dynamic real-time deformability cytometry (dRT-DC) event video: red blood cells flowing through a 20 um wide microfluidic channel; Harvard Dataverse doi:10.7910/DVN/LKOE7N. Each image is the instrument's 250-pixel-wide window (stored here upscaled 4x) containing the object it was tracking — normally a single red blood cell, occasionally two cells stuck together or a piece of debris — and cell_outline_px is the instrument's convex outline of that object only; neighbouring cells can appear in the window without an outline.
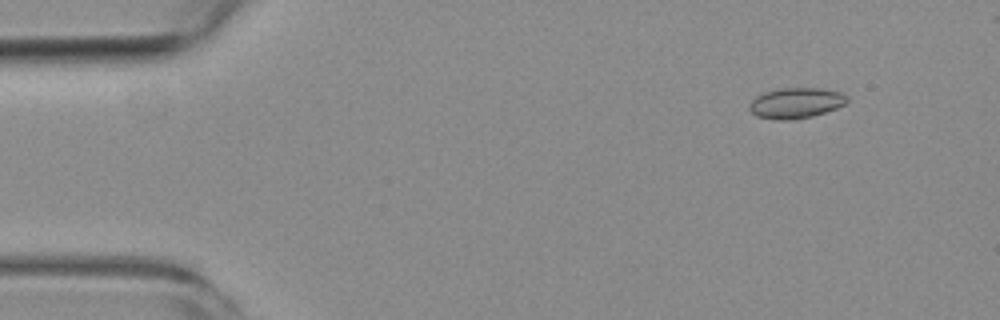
{"species": "common noctule bat (a hibernating species)", "species_latin": "Nyctalus noctula", "temperature_condition": "room temperature", "stored_images_in_passage": 4, "camera_frame_rate_fps": 3000, "um_per_image_px": 0.085, "animal": {"sex": "female", "body_mass_g": 19.3, "forearm_length_mm": 54.1}, "frame": {"image": 1, "passage_image": 2, "time_ms": 1.0, "image_size_px": [1000, 320], "cell_outline_px": [[848, 100], [844, 104], [836, 108], [812, 116], [788, 120], [776, 120], [756, 116], [748, 108], [748, 104], [756, 96], [764, 92], [780, 88], [820, 88], [840, 92], [848, 96]], "centroid_in_image_um": [67.62, 8.75], "position_along_channel_um": 17.4, "area_um2": 17.4}}
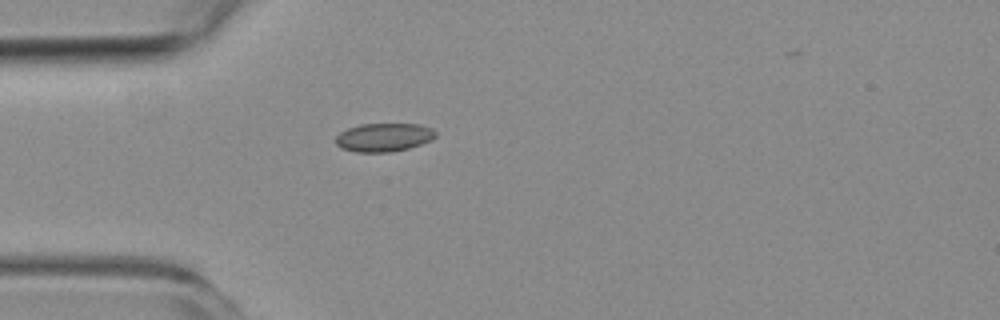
{"frame": {"image": 2, "passage_image": 4, "time_ms": 4.333, "image_size_px": [1000, 320], "cell_outline_px": [[436, 136], [432, 140], [408, 148], [388, 152], [356, 152], [344, 148], [336, 144], [336, 136], [340, 132], [348, 128], [360, 124], [420, 124], [432, 128], [436, 132]], "centroid_in_image_um": [32.64, 11.66], "position_along_channel_um": 52.4, "area_um2": 16.47}}